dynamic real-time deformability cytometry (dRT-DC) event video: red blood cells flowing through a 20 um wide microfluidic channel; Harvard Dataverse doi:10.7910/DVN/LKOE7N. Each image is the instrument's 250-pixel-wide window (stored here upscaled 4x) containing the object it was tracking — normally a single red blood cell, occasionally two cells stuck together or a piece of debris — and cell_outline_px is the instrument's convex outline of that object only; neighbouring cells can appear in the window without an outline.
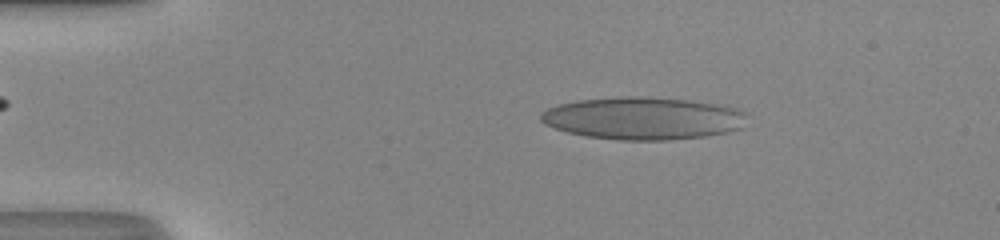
{"species": "human", "species_latin": "Homo sapiens", "temperature_condition": "room temperature", "stored_images_in_passage": 48, "camera_frame_rate_fps": 3000, "um_per_image_px": 0.085, "donor": {"sex": "male"}, "frame": {"image": 1, "passage_image": 8, "time_ms": 2.333, "image_size_px": [1000, 240], "cell_outline_px": [[748, 112], [744, 128], [728, 132], [708, 136], [668, 140], [620, 140], [584, 136], [568, 132], [544, 124], [540, 120], [540, 112], [548, 108], [560, 104], [580, 100], [620, 96], [636, 96], [688, 100], [720, 104], [736, 108]], "centroid_in_image_um": [54.71, 10.06], "position_along_channel_um": 30.3, "area_um2": 51.5}}
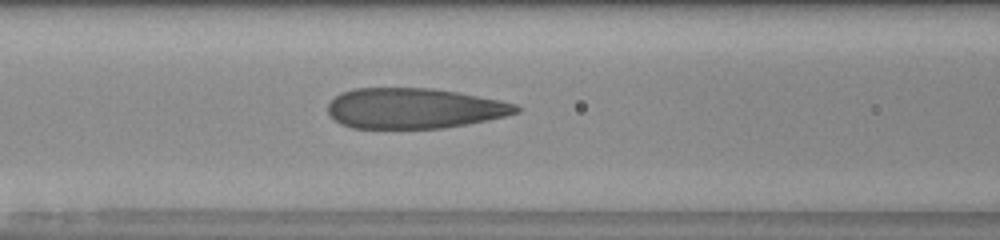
{"frame": {"image": 2, "passage_image": 20, "time_ms": 6.333, "image_size_px": [1000, 240], "cell_outline_px": [[520, 112], [488, 120], [468, 124], [444, 128], [352, 128], [340, 124], [328, 112], [328, 104], [340, 92], [352, 88], [432, 88], [456, 92], [500, 100], [516, 104], [520, 108]], "centroid_in_image_um": [35.19, 9.21], "position_along_channel_um": 131.4, "area_um2": 44.39}}
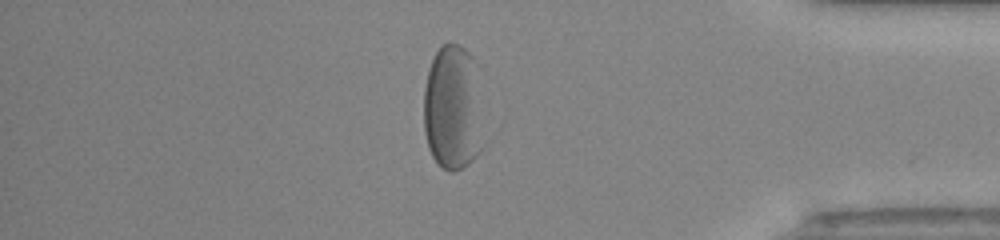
{"frame": {"image": 3, "passage_image": 41, "time_ms": 13.333, "image_size_px": [1000, 240], "cell_outline_px": [[488, 144], [468, 164], [452, 172], [444, 168], [432, 156], [428, 148], [424, 132], [424, 88], [428, 68], [436, 52], [448, 40], [452, 40], [460, 44], [480, 64]], "centroid_in_image_um": [38.62, 9.14], "position_along_channel_um": 396.6, "area_um2": 46.88}}